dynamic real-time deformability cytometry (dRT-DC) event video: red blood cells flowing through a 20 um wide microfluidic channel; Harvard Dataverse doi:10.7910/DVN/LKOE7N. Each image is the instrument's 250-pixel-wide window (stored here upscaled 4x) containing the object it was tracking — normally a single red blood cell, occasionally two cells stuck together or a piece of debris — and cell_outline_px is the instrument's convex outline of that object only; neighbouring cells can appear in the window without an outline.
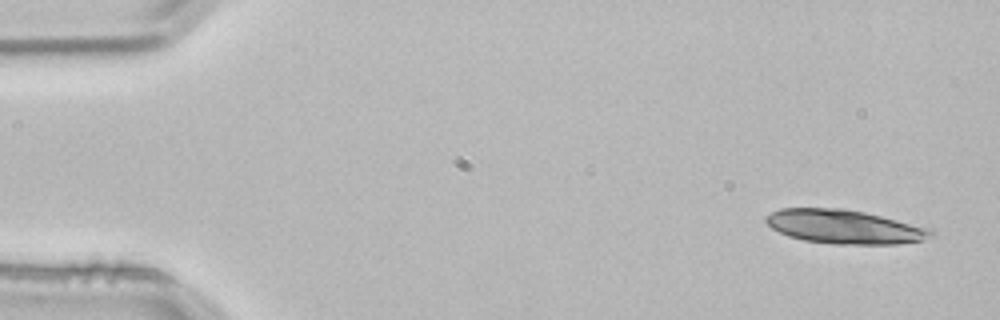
{"species": "common noctule bat (a hibernating species)", "species_latin": "Nyctalus noctula", "temperature_condition": "room temperature", "stored_images_in_passage": 3, "camera_frame_rate_fps": 3000, "um_per_image_px": 0.085, "animal": {"sex": "male", "body_mass_g": 21.5, "forearm_length_mm": 52.0}, "frame": {"image": 1, "passage_image": 1, "time_ms": 0.0, "image_size_px": [1000, 320], "cell_outline_px": [[936, 236], [920, 240], [896, 244], [832, 244], [804, 240], [788, 236], [772, 228], [764, 220], [764, 216], [780, 208], [844, 208], [864, 212], [932, 228], [936, 232]], "centroid_in_image_um": [71.79, 19.27], "position_along_channel_um": 13.2, "area_um2": 32.77}}